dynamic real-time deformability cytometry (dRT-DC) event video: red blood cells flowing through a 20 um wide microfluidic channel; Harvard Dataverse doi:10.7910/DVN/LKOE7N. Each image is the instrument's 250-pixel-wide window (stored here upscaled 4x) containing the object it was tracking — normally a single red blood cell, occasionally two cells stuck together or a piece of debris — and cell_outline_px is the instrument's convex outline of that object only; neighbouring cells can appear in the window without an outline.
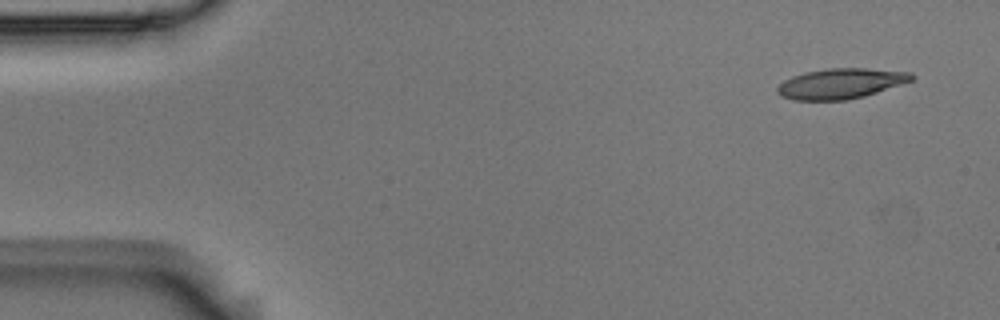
{"species": "Egyptian fruit bat (a non-hibernating species)", "species_latin": "Rousettus aegyptiacus", "temperature_condition": "room temperature", "stored_images_in_passage": 3, "camera_frame_rate_fps": 3000, "um_per_image_px": 0.085, "animal": {"sex": "male"}, "frame": {"image": 1, "passage_image": 1, "time_ms": 0.0, "image_size_px": [1000, 320], "cell_outline_px": [[916, 76], [912, 80], [904, 84], [864, 96], [844, 100], [796, 100], [780, 96], [776, 92], [776, 88], [784, 80], [792, 76], [804, 72], [828, 68], [868, 68], [912, 72]], "centroid_in_image_um": [71.49, 7.09], "position_along_channel_um": 13.5, "area_um2": 23.93}}
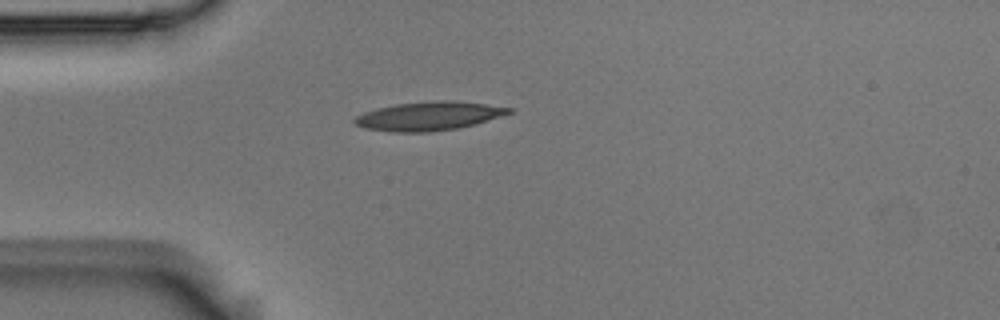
{"frame": {"image": 2, "passage_image": 3, "time_ms": 0.667, "image_size_px": [1000, 320], "cell_outline_px": [[512, 112], [500, 116], [472, 124], [456, 128], [428, 132], [392, 132], [364, 128], [356, 124], [352, 120], [356, 116], [364, 112], [376, 108], [396, 104], [440, 100], [448, 100], [484, 104], [512, 108]], "centroid_in_image_um": [36.37, 9.86], "position_along_channel_um": 48.6, "area_um2": 25.43}}